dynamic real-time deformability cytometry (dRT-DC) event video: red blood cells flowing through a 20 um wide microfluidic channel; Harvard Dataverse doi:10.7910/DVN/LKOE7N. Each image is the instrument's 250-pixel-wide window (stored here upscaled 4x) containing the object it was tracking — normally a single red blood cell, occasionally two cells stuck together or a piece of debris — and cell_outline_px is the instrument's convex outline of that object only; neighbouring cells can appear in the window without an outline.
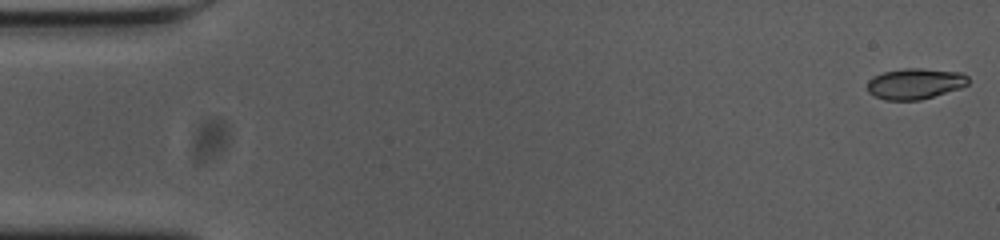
{"species": "common noctule bat (a hibernating species)", "species_latin": "Nyctalus noctula", "temperature_condition": "cold", "stored_images_in_passage": 17, "camera_frame_rate_fps": 3000, "um_per_image_px": 0.085, "animal": {"sex": "female", "body_mass_g": 23.0, "forearm_length_mm": 53.4}, "frame": {"image": 1, "passage_image": 1, "time_ms": 0.0, "image_size_px": [1000, 240], "cell_outline_px": [[968, 84], [960, 88], [920, 100], [884, 100], [868, 92], [868, 80], [872, 76], [884, 72], [904, 68], [920, 68], [960, 72], [968, 76]], "centroid_in_image_um": [77.77, 7.11], "position_along_channel_um": 7.2, "area_um2": 18.09}}
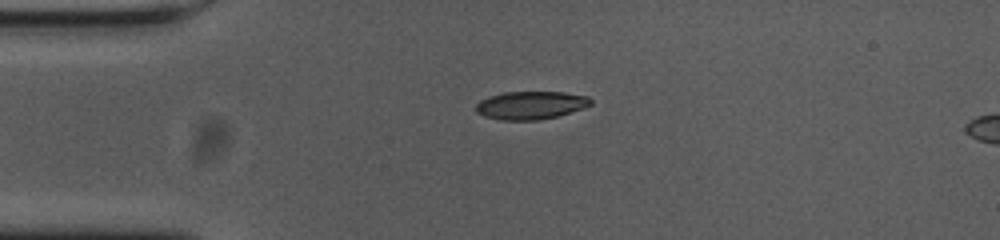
{"frame": {"image": 2, "passage_image": 13, "time_ms": 4.0, "image_size_px": [1000, 240], "cell_outline_px": [[592, 104], [556, 116], [540, 120], [504, 120], [484, 116], [476, 112], [476, 104], [480, 100], [488, 96], [504, 92], [564, 92], [588, 96], [592, 100]], "centroid_in_image_um": [45.08, 8.93], "position_along_channel_um": 39.9, "area_um2": 18.61}}